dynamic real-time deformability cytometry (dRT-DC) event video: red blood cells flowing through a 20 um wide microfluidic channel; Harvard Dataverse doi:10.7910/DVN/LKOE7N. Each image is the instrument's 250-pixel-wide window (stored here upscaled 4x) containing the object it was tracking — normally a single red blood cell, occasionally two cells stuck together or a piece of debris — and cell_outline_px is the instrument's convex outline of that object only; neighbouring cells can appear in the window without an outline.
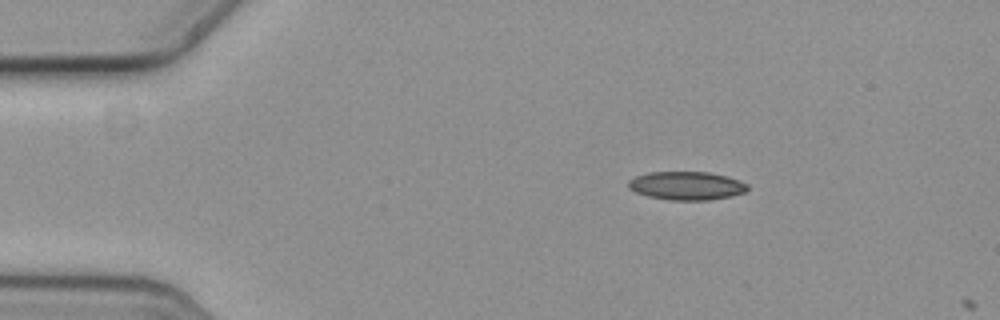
{"species": "common noctule bat (a hibernating species)", "species_latin": "Nyctalus noctula", "temperature_condition": "cold", "stored_images_in_passage": 2, "camera_frame_rate_fps": 3000, "um_per_image_px": 0.085, "animal": {"sex": "female", "body_mass_g": 19.3, "forearm_length_mm": 54.1}, "frame": {"image": 1, "passage_image": 1, "time_ms": 0.0, "image_size_px": [1000, 320], "cell_outline_px": [[748, 188], [744, 192], [728, 196], [708, 200], [672, 200], [648, 196], [636, 192], [628, 188], [628, 180], [636, 176], [648, 172], [708, 172], [740, 180], [748, 184]], "centroid_in_image_um": [58.33, 15.78], "position_along_channel_um": 26.7, "area_um2": 19.54}}